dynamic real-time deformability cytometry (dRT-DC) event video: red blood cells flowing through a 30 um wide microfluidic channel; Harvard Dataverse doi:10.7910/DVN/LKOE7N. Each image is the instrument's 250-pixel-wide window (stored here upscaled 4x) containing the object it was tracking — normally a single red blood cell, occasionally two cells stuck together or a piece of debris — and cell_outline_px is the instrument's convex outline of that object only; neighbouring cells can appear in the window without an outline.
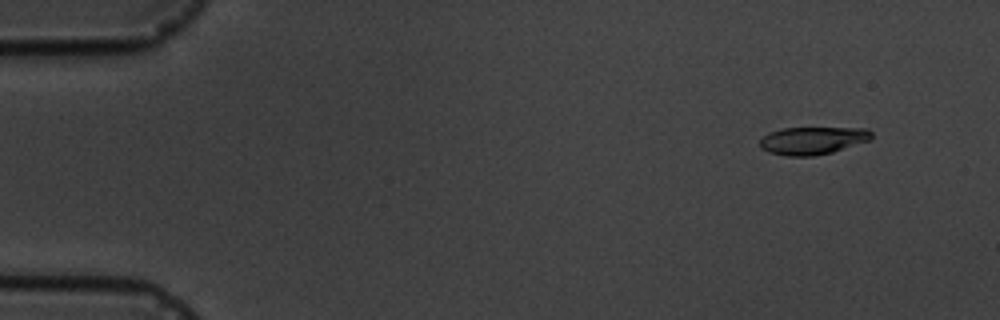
{"species": "common noctule bat (a hibernating species)", "species_latin": "Nyctalus noctula", "temperature_condition": "cold", "stored_images_in_passage": 7, "camera_frame_rate_fps": 3000, "um_per_image_px": 0.085, "animal": {"sex": "male", "body_mass_g": 19.5, "forearm_length_mm": 54.6}, "frame": {"image": 1, "passage_image": 2, "time_ms": 1.0, "image_size_px": [1000, 320], "cell_outline_px": [[872, 140], [832, 152], [812, 156], [788, 156], [768, 152], [760, 148], [760, 140], [764, 136], [772, 132], [784, 128], [868, 128], [872, 132]], "centroid_in_image_um": [69.11, 11.95], "position_along_channel_um": 15.9, "area_um2": 17.98}}
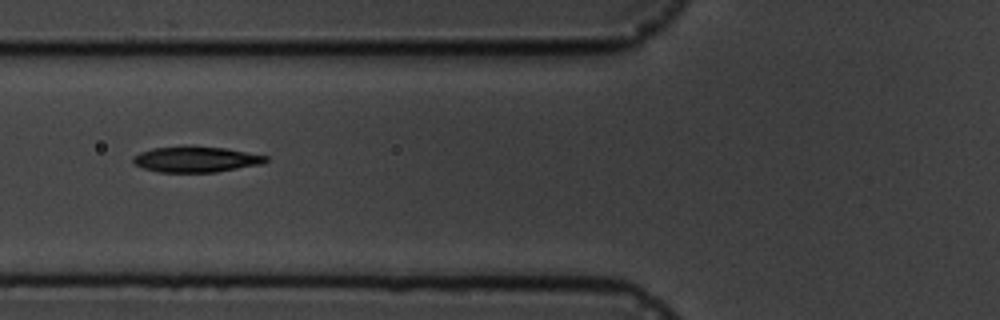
{"frame": {"image": 2, "passage_image": 6, "time_ms": 6.667, "image_size_px": [1000, 320], "cell_outline_px": [[268, 160], [260, 164], [216, 172], [160, 172], [144, 168], [136, 164], [132, 160], [132, 156], [140, 152], [152, 148], [184, 144], [188, 144], [224, 148], [268, 156]], "centroid_in_image_um": [16.61, 13.51], "position_along_channel_um": 109.2, "area_um2": 20.17}}
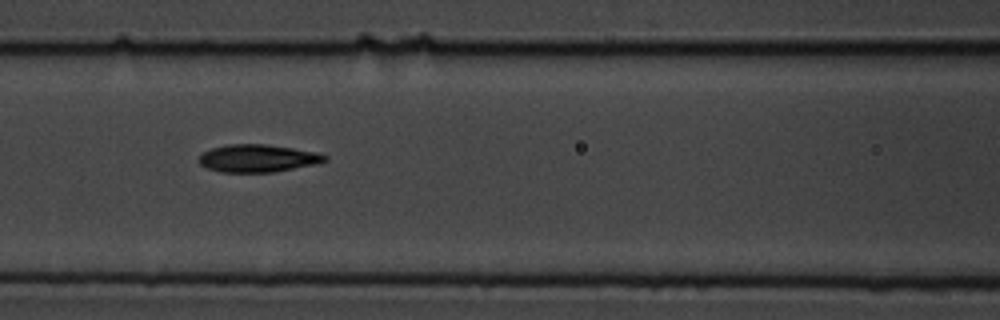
{"frame": {"image": 3, "passage_image": 7, "time_ms": 7.667, "image_size_px": [1000, 320], "cell_outline_px": [[328, 160], [316, 164], [272, 172], [220, 172], [208, 168], [200, 164], [196, 160], [204, 152], [212, 148], [228, 144], [264, 144], [320, 152], [328, 156]], "centroid_in_image_um": [21.93, 13.45], "position_along_channel_um": 144.7, "area_um2": 20.29}}